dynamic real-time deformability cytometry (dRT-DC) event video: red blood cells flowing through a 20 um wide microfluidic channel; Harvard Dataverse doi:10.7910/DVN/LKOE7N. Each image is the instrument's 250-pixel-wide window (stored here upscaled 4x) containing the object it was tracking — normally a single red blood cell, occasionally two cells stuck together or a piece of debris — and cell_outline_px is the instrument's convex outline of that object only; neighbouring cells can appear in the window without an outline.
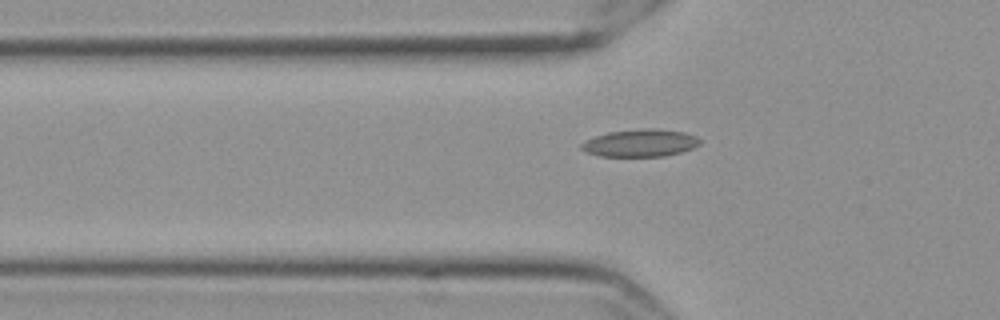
{"species": "Egyptian fruit bat (a non-hibernating species)", "species_latin": "Rousettus aegyptiacus", "temperature_condition": "cold", "stored_images_in_passage": 41, "camera_frame_rate_fps": 3000, "um_per_image_px": 0.085, "frame": {"image": 1, "passage_image": 7, "time_ms": 2.0, "image_size_px": [1000, 320], "cell_outline_px": [[700, 144], [692, 148], [680, 152], [664, 156], [600, 156], [588, 152], [580, 148], [580, 144], [596, 136], [608, 132], [644, 128], [656, 128], [684, 132], [696, 136], [700, 140]], "centroid_in_image_um": [54.44, 12.15], "position_along_channel_um": 71.4, "area_um2": 18.79}}
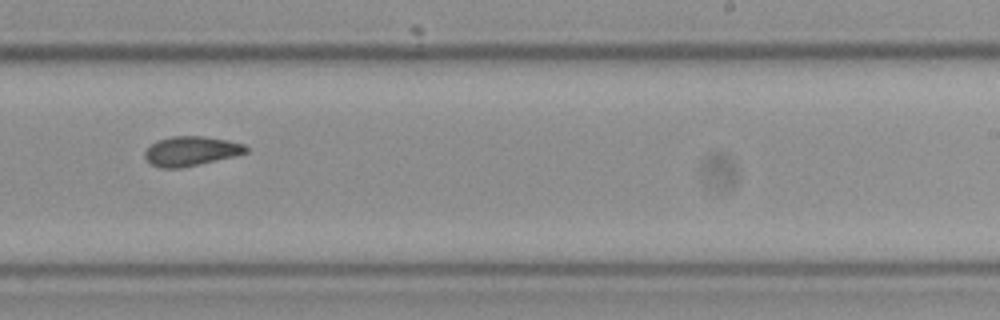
{"frame": {"image": 2, "passage_image": 24, "time_ms": 7.667, "image_size_px": [1000, 320], "cell_outline_px": [[248, 152], [232, 156], [180, 168], [160, 168], [152, 164], [144, 156], [144, 152], [156, 140], [172, 136], [204, 136], [228, 140], [244, 144], [248, 148]], "centroid_in_image_um": [16.22, 12.83], "position_along_channel_um": 272.8, "area_um2": 17.17}}
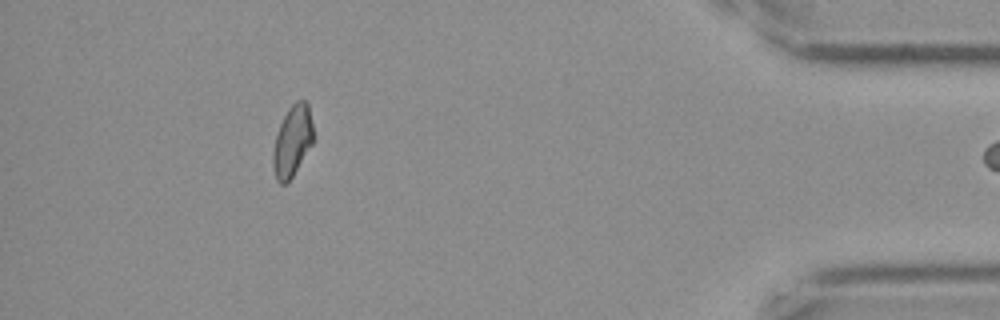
{"frame": {"image": 3, "passage_image": 40, "time_ms": 13.0, "image_size_px": [1000, 320], "cell_outline_px": [[316, 136], [312, 144], [288, 184], [280, 184], [276, 180], [272, 168], [272, 156], [276, 132], [288, 108], [296, 100], [308, 100]], "centroid_in_image_um": [24.87, 11.98], "position_along_channel_um": 410.3, "area_um2": 17.34}}